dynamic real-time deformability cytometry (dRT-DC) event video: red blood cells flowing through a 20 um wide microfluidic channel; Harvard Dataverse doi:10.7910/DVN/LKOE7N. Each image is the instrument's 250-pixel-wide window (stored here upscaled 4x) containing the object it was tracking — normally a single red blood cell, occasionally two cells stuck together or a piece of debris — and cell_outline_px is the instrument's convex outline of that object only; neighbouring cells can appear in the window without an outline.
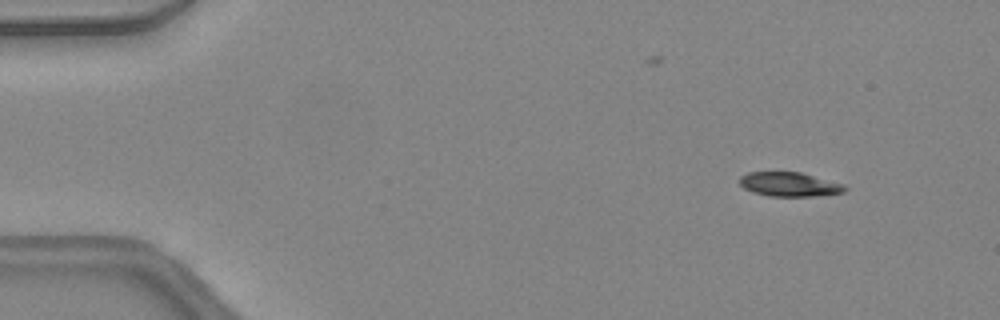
{"species": "common noctule bat (a hibernating species)", "species_latin": "Nyctalus noctula", "temperature_condition": "warm", "stored_images_in_passage": 43, "camera_frame_rate_fps": 3000, "um_per_image_px": 0.085, "animal": {"sex": "female", "body_mass_g": 24.6, "forearm_length_mm": 56.2}, "frame": {"image": 1, "passage_image": 1, "time_ms": 0.0, "image_size_px": [1000, 320], "cell_outline_px": [[848, 188], [844, 192], [816, 196], [768, 196], [752, 192], [744, 188], [740, 184], [740, 176], [748, 172], [800, 172], [844, 184]], "centroid_in_image_um": [67.1, 15.67], "position_along_channel_um": 17.9, "area_um2": 14.85}}
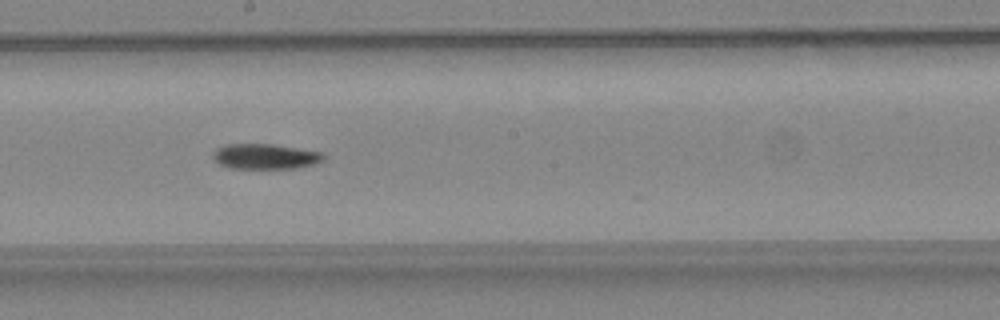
{"frame": {"image": 2, "passage_image": 22, "time_ms": 7.0, "image_size_px": [1000, 320], "cell_outline_px": [[324, 160], [312, 164], [296, 168], [228, 168], [220, 164], [212, 156], [212, 152], [216, 148], [228, 144], [272, 144], [324, 152]], "centroid_in_image_um": [22.54, 13.29], "position_along_channel_um": 225.7, "area_um2": 16.24}}
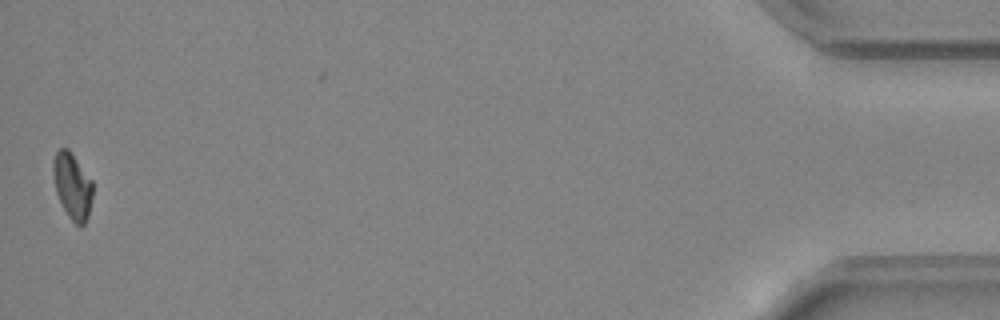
{"frame": {"image": 3, "passage_image": 42, "time_ms": 13.667, "image_size_px": [1000, 320], "cell_outline_px": [[92, 196], [88, 216], [84, 224], [80, 228], [68, 216], [56, 192], [52, 168], [52, 164], [56, 152], [60, 148], [68, 148], [92, 180]], "centroid_in_image_um": [6.15, 15.8], "position_along_channel_um": 429.0, "area_um2": 15.09}, "authors_computed_cell_mechanics": {"area_um2": 16.3574, "velocity_mm_per_s": 4.4877, "shape_relaxation_time_tau1_ms": 5.4422, "shape_relaxation_time_tau2_ms": null, "deformation_change_tau1": 0.1922, "deformation_change_tau2": null}}